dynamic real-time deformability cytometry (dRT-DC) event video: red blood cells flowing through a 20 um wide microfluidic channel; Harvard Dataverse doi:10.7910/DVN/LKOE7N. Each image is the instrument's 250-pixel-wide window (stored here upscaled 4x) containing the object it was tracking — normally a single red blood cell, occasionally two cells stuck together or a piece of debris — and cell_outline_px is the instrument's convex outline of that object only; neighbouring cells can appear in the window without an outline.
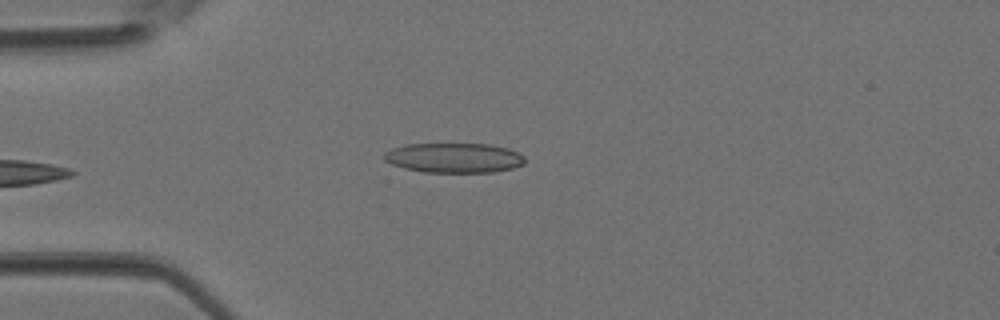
{"species": "Egyptian fruit bat (a non-hibernating species)", "species_latin": "Rousettus aegyptiacus", "temperature_condition": "room temperature", "stored_images_in_passage": 4, "camera_frame_rate_fps": 3000, "um_per_image_px": 0.085, "animal": {"sex": "female"}, "frame": {"image": 1, "passage_image": 4, "time_ms": 1.0, "image_size_px": [1000, 320], "cell_outline_px": [[524, 164], [512, 168], [492, 172], [424, 172], [404, 168], [392, 164], [384, 160], [384, 152], [392, 148], [408, 144], [488, 144], [508, 148], [524, 156]], "centroid_in_image_um": [38.58, 13.41], "position_along_channel_um": 46.4, "area_um2": 24.33}}